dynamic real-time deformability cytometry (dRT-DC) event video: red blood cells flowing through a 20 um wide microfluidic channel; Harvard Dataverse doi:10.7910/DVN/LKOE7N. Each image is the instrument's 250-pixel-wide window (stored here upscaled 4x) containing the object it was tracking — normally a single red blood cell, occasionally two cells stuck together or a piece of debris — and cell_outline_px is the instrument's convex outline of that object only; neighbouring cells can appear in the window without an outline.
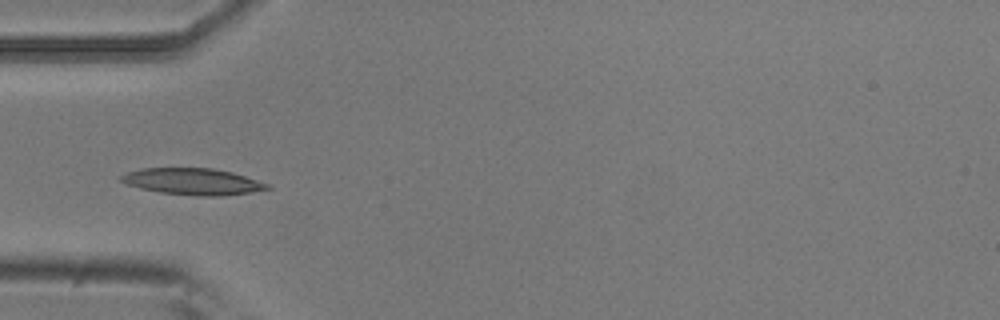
{"species": "common noctule bat (a hibernating species)", "species_latin": "Nyctalus noctula", "temperature_condition": "room temperature", "stored_images_in_passage": 5, "camera_frame_rate_fps": 3000, "um_per_image_px": 0.085, "animal": {"sex": "male", "body_mass_g": 20.5, "forearm_length_mm": 52.5}, "frame": {"image": 1, "passage_image": 5, "time_ms": 1.333, "image_size_px": [1000, 320], "cell_outline_px": [[272, 188], [248, 192], [220, 196], [196, 196], [160, 192], [140, 188], [128, 184], [120, 180], [120, 176], [128, 172], [140, 168], [212, 168], [232, 172], [272, 184]], "centroid_in_image_um": [16.41, 15.42], "position_along_channel_um": 68.6, "area_um2": 22.54}}